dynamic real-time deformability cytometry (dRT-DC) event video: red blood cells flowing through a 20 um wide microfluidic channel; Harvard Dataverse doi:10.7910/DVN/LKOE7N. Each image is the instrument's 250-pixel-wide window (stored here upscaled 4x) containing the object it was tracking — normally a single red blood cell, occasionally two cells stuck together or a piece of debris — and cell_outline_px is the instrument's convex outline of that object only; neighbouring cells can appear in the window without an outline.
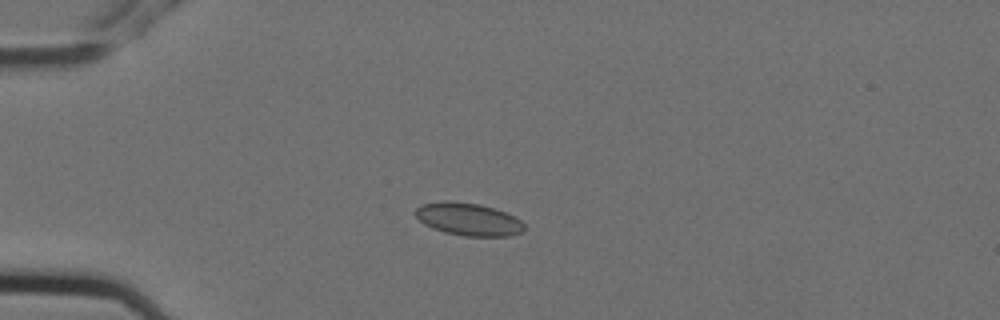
{"species": "Egyptian fruit bat (a non-hibernating species)", "species_latin": "Rousettus aegyptiacus", "temperature_condition": "cold", "stored_images_in_passage": 8, "camera_frame_rate_fps": 3000, "um_per_image_px": 0.085, "animal": {"sex": "female"}, "frame": {"image": 1, "passage_image": 5, "time_ms": 1.333, "image_size_px": [1000, 320], "cell_outline_px": [[524, 232], [508, 236], [464, 236], [444, 232], [432, 228], [424, 224], [416, 216], [416, 208], [424, 204], [444, 200], [448, 200], [480, 204], [504, 212], [520, 220], [524, 224]], "centroid_in_image_um": [39.81, 18.64], "position_along_channel_um": 45.2, "area_um2": 20.58}}
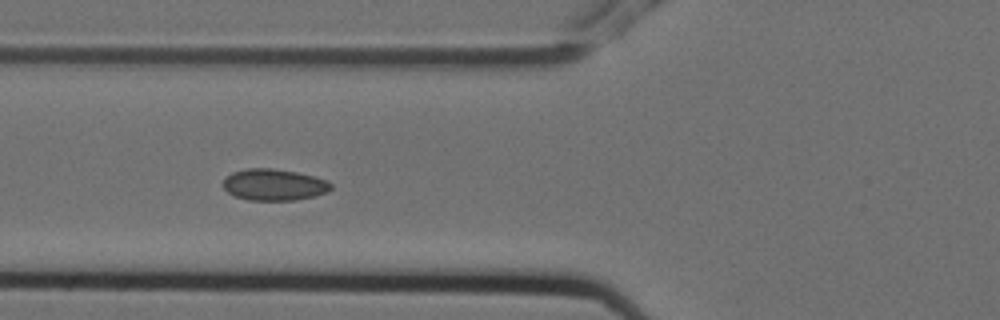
{"frame": {"image": 2, "passage_image": 7, "time_ms": 2.0, "image_size_px": [1000, 320], "cell_outline_px": [[332, 188], [328, 192], [316, 196], [296, 200], [248, 200], [236, 196], [228, 192], [224, 188], [224, 180], [232, 172], [248, 168], [272, 168], [296, 172], [328, 180], [332, 184]], "centroid_in_image_um": [23.33, 15.7], "position_along_channel_um": 102.5, "area_um2": 19.77}}
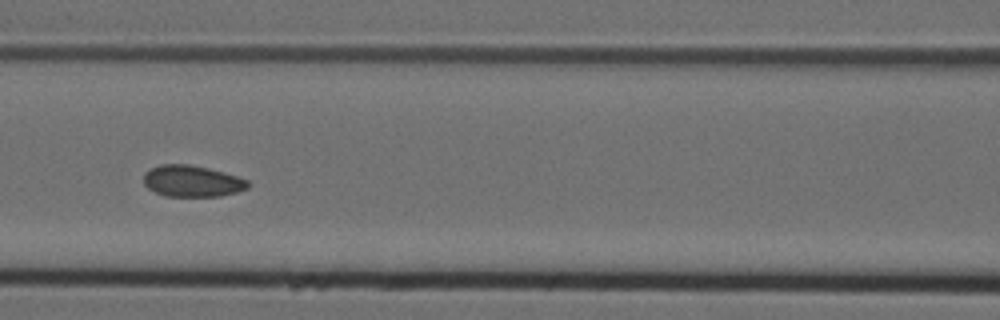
{"frame": {"image": 3, "passage_image": 8, "time_ms": 2.333, "image_size_px": [1000, 320], "cell_outline_px": [[248, 188], [236, 192], [220, 196], [164, 196], [148, 188], [144, 184], [144, 172], [160, 164], [188, 164], [208, 168], [224, 172], [248, 180]], "centroid_in_image_um": [16.31, 15.39], "position_along_channel_um": 150.3, "area_um2": 19.02}}